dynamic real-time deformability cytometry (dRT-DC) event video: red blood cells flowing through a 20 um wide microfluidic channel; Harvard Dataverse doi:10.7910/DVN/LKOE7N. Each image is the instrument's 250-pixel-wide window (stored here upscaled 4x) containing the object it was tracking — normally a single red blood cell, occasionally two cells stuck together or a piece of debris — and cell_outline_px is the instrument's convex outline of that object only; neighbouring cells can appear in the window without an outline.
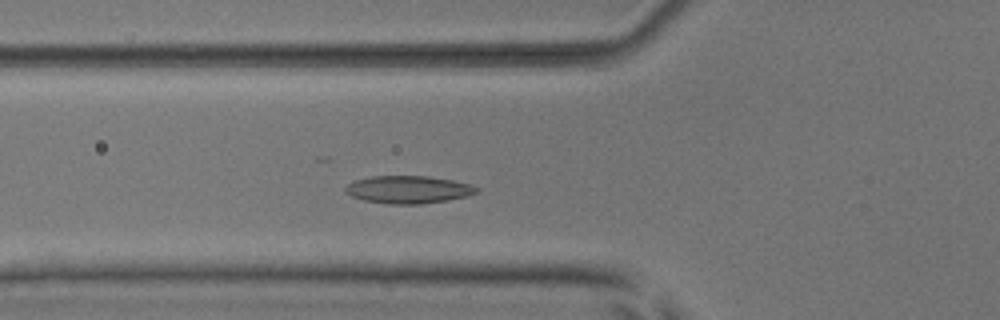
{"species": "common noctule bat (a hibernating species)", "species_latin": "Nyctalus noctula", "temperature_condition": "room temperature", "stored_images_in_passage": 47, "camera_frame_rate_fps": 3000, "um_per_image_px": 0.085, "animal": {"sex": "male", "body_mass_g": 17.9, "forearm_length_mm": 54.2}, "frame": {"image": 1, "passage_image": 13, "time_ms": 4.0, "image_size_px": [1000, 320], "cell_outline_px": [[480, 192], [468, 196], [448, 200], [420, 204], [388, 204], [364, 200], [352, 196], [344, 192], [344, 188], [348, 184], [356, 180], [372, 176], [428, 176], [452, 180], [472, 184], [480, 188]], "centroid_in_image_um": [34.75, 16.11], "position_along_channel_um": 91.0, "area_um2": 21.27}}
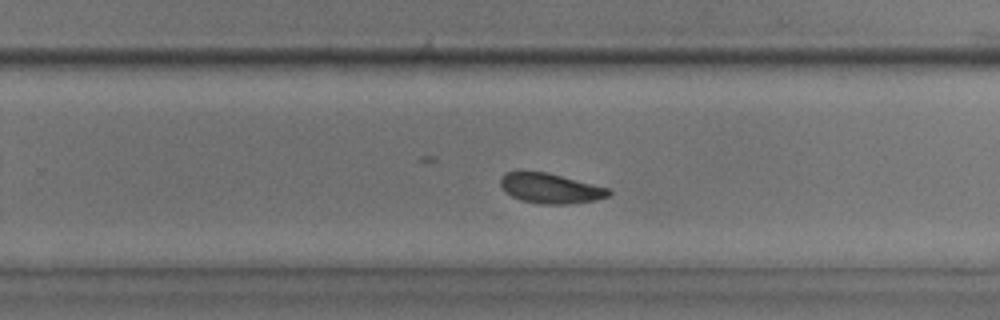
{"frame": {"image": 2, "passage_image": 28, "time_ms": 9.0, "image_size_px": [1000, 320], "cell_outline_px": [[612, 192], [608, 196], [596, 200], [568, 204], [544, 204], [520, 200], [504, 192], [500, 184], [500, 176], [504, 172], [544, 172], [612, 188]], "centroid_in_image_um": [46.8, 16.01], "position_along_channel_um": 283.0, "area_um2": 18.96}}
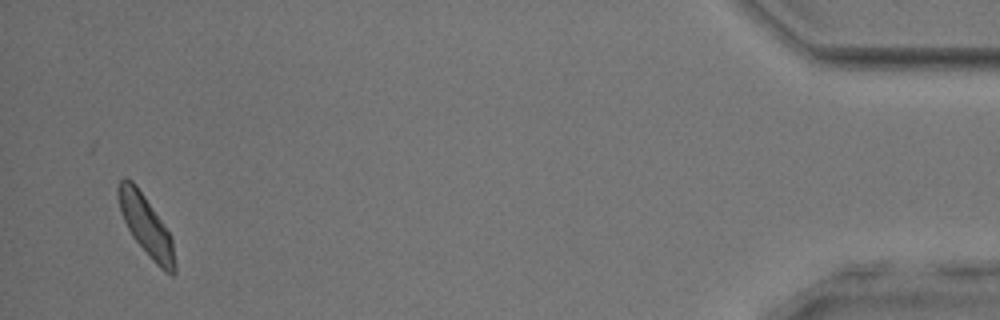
{"frame": {"image": 3, "passage_image": 45, "time_ms": 14.667, "image_size_px": [1000, 320], "cell_outline_px": [[176, 272], [172, 276], [164, 272], [152, 260], [132, 236], [120, 212], [116, 192], [116, 188], [120, 180], [124, 176], [132, 180], [136, 184], [172, 236], [176, 264]], "centroid_in_image_um": [12.42, 19.18], "position_along_channel_um": 422.8, "area_um2": 20.06}, "authors_computed_cell_mechanics": {"area_um2": 19.8832, "velocity_mm_per_s": 3.8538, "shape_relaxation_time_tau1_ms": 3.2715, "shape_relaxation_time_tau2_ms": 4.5446, "deformation_change_tau1": 0.0914, "deformation_change_tau2": 0.1029}}